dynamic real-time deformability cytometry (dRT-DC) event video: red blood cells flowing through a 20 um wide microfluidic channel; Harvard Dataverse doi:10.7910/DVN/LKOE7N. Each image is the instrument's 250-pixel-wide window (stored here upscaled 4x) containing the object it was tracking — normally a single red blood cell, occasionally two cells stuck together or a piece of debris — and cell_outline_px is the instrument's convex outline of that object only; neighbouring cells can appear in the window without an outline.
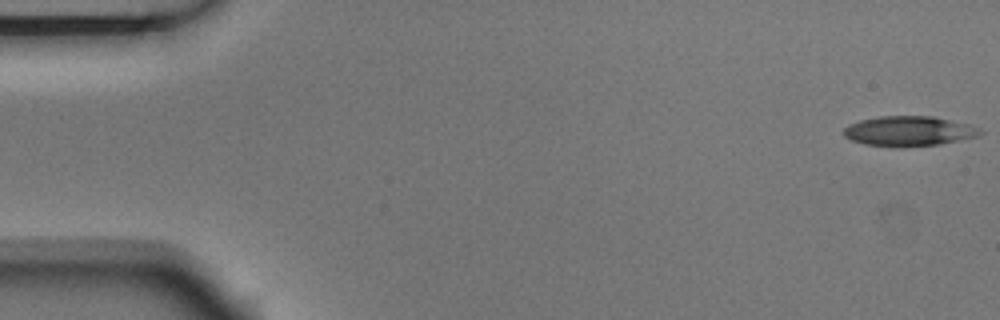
{"species": "Egyptian fruit bat (a non-hibernating species)", "species_latin": "Rousettus aegyptiacus", "temperature_condition": "room temperature", "stored_images_in_passage": 4, "camera_frame_rate_fps": 3000, "um_per_image_px": 0.085, "animal": {"sex": "male"}, "frame": {"image": 1, "passage_image": 1, "time_ms": 0.0, "image_size_px": [1000, 320], "cell_outline_px": [[984, 132], [980, 136], [940, 144], [864, 144], [852, 140], [844, 136], [844, 128], [848, 124], [860, 120], [880, 116], [932, 116], [968, 124], [980, 128]], "centroid_in_image_um": [77.3, 11.1], "position_along_channel_um": 7.7, "area_um2": 22.95}}